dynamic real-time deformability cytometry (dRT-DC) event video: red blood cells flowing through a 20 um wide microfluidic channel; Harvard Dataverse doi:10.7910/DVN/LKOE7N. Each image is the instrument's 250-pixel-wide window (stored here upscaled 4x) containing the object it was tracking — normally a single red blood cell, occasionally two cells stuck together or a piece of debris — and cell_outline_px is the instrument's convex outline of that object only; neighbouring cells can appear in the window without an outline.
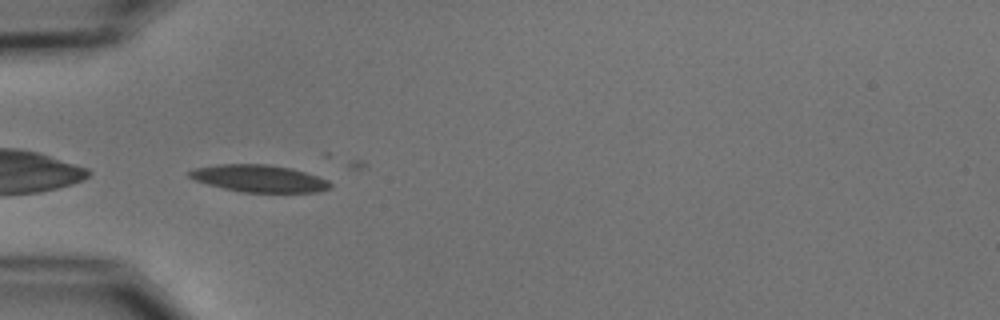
{"species": "common noctule bat (a hibernating species)", "species_latin": "Nyctalus noctula", "temperature_condition": "cold", "stored_images_in_passage": 8, "camera_frame_rate_fps": 3000, "um_per_image_px": 0.085, "animal": {"sex": "male", "body_mass_g": 15.6}, "frame": {"image": 1, "passage_image": 6, "time_ms": 6.0, "image_size_px": [1000, 320], "cell_outline_px": [[332, 184], [328, 188], [316, 192], [240, 192], [208, 184], [196, 180], [188, 176], [188, 172], [196, 168], [216, 164], [268, 164], [292, 168], [328, 180]], "centroid_in_image_um": [22.01, 15.16], "position_along_channel_um": 63.0, "area_um2": 22.08}}